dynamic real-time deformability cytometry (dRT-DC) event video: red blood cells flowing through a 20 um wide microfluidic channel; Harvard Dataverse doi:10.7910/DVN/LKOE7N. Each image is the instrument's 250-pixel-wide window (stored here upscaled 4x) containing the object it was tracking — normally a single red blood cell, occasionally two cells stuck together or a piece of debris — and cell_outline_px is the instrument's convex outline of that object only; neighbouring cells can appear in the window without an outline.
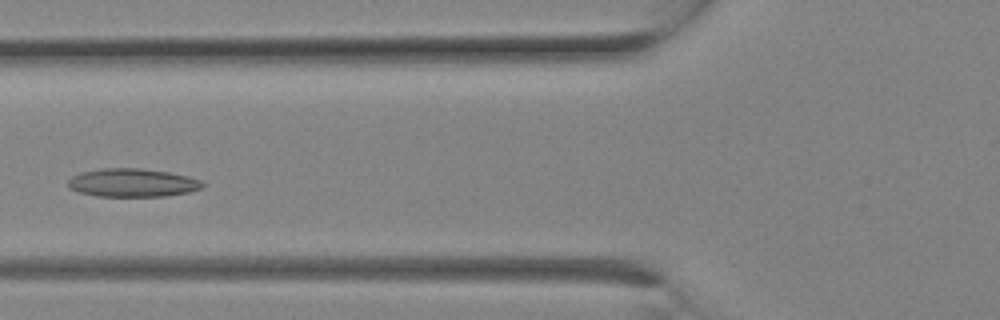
{"species": "Egyptian fruit bat (a non-hibernating species)", "species_latin": "Rousettus aegyptiacus", "temperature_condition": "room temperature", "stored_images_in_passage": 10, "camera_frame_rate_fps": 3000, "um_per_image_px": 0.085, "animal": {"sex": "female"}, "frame": {"image": 1, "passage_image": 9, "time_ms": 2.667, "image_size_px": [1000, 320], "cell_outline_px": [[204, 184], [200, 188], [188, 192], [168, 196], [96, 196], [80, 192], [68, 188], [68, 180], [72, 176], [80, 172], [100, 168], [140, 168], [168, 172], [188, 176], [200, 180]], "centroid_in_image_um": [11.22, 15.53], "position_along_channel_um": 114.6, "area_um2": 22.2}}